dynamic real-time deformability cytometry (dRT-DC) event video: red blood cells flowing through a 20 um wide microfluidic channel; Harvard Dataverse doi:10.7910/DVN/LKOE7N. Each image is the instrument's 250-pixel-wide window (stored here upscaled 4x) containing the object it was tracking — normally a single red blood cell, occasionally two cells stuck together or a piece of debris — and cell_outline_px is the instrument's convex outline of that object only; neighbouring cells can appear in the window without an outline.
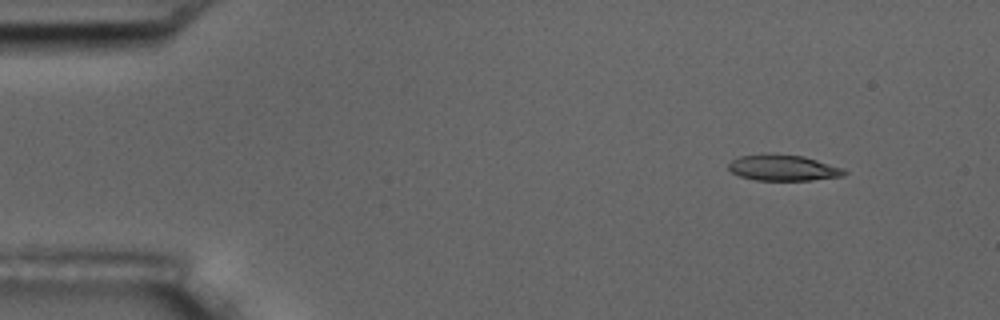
{"species": "common noctule bat (a hibernating species)", "species_latin": "Nyctalus noctula", "temperature_condition": "room temperature", "stored_images_in_passage": 4, "camera_frame_rate_fps": 3000, "um_per_image_px": 0.085, "animal": {"sex": "male", "body_mass_g": 17.5, "forearm_length_mm": 52.3}, "frame": {"image": 1, "passage_image": 1, "time_ms": 0.0, "image_size_px": [1000, 320], "cell_outline_px": [[848, 172], [844, 176], [812, 180], [756, 180], [740, 176], [732, 172], [728, 168], [728, 164], [732, 160], [740, 156], [768, 152], [772, 152], [804, 156], [844, 168]], "centroid_in_image_um": [66.58, 14.24], "position_along_channel_um": 18.4, "area_um2": 17.86}}
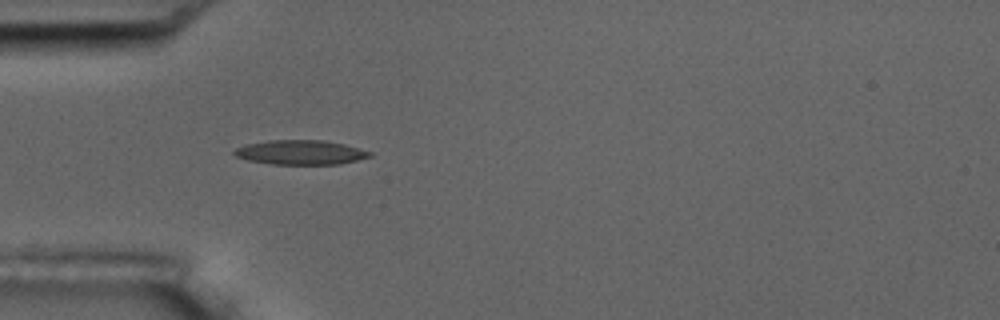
{"frame": {"image": 2, "passage_image": 4, "time_ms": 3.667, "image_size_px": [1000, 320], "cell_outline_px": [[372, 156], [340, 164], [272, 164], [248, 160], [236, 156], [232, 152], [236, 148], [248, 144], [272, 140], [324, 140], [344, 144], [372, 152]], "centroid_in_image_um": [25.56, 12.95], "position_along_channel_um": 59.4, "area_um2": 19.13}}